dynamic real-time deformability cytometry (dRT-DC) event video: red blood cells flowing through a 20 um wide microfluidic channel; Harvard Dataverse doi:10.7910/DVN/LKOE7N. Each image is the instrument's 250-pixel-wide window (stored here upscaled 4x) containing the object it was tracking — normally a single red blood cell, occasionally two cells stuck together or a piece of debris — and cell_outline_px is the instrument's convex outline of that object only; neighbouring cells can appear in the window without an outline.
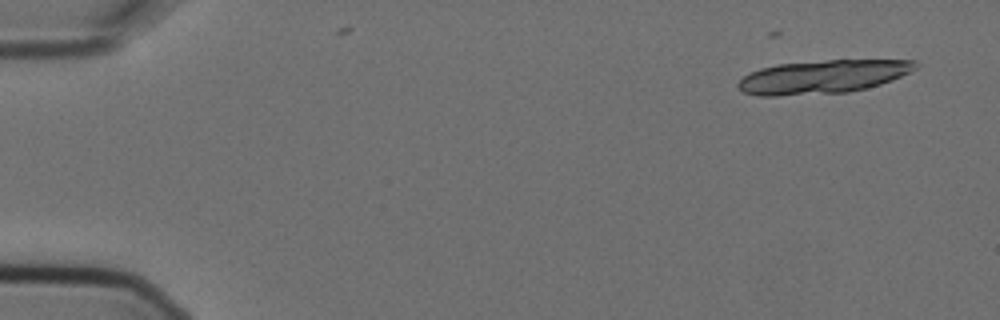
{"species": "Egyptian fruit bat (a non-hibernating species)", "species_latin": "Rousettus aegyptiacus", "temperature_condition": "cold", "stored_images_in_passage": 7, "segment_of_instrument_passage": [1, 2], "camera_frame_rate_fps": 3000, "um_per_image_px": 0.085, "animal": {"sex": "female"}, "frame": {"image": 1, "passage_image": 1, "time_ms": 0.0, "image_size_px": [1000, 320], "cell_outline_px": [[920, 64], [916, 68], [892, 80], [880, 84], [848, 92], [776, 96], [760, 96], [744, 92], [736, 84], [744, 76], [760, 68], [776, 64], [828, 60], [916, 60]], "centroid_in_image_um": [69.94, 6.52], "position_along_channel_um": 15.1, "area_um2": 34.33}}